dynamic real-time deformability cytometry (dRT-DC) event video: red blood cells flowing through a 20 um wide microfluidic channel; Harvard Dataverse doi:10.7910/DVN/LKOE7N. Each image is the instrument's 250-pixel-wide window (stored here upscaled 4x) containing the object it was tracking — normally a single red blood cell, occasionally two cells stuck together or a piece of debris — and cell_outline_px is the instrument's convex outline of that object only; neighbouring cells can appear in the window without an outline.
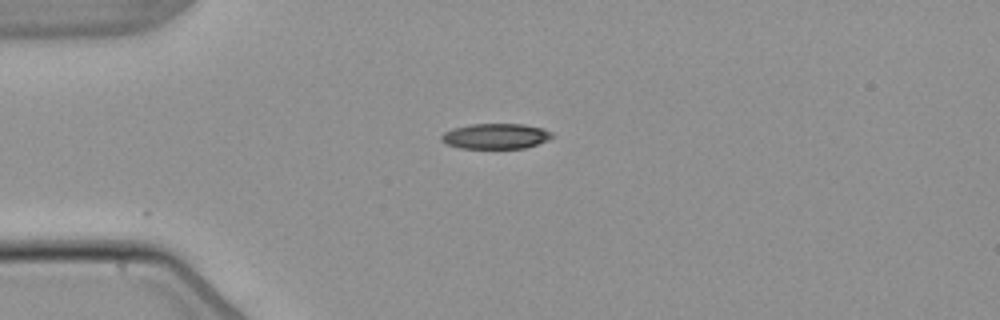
{"species": "common noctule bat (a hibernating species)", "species_latin": "Nyctalus noctula", "temperature_condition": "warm", "stored_images_in_passage": 2, "camera_frame_rate_fps": 3000, "um_per_image_px": 0.085, "animal": {"sex": "male", "body_mass_g": 21.5, "forearm_length_mm": 52.0}, "frame": {"image": 1, "passage_image": 1, "time_ms": 0.0, "image_size_px": [1000, 320], "cell_outline_px": [[556, 136], [548, 140], [524, 148], [460, 148], [448, 144], [440, 140], [440, 136], [444, 132], [452, 128], [472, 124], [524, 124], [544, 128], [552, 132]], "centroid_in_image_um": [42.16, 11.56], "position_along_channel_um": 42.8, "area_um2": 16.47}}